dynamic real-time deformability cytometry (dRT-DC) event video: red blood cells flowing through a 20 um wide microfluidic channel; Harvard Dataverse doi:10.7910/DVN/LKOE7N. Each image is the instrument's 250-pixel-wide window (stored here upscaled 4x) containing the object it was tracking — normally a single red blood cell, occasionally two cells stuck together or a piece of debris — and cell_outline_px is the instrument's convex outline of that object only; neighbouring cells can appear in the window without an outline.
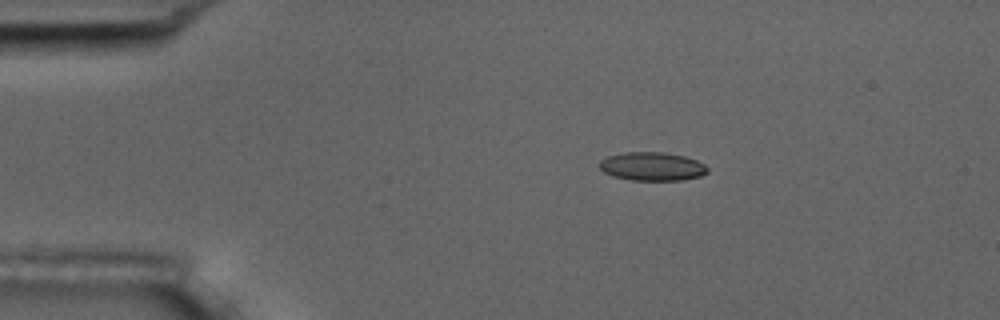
{"species": "common noctule bat (a hibernating species)", "species_latin": "Nyctalus noctula", "temperature_condition": "room temperature", "stored_images_in_passage": 5, "camera_frame_rate_fps": 3000, "um_per_image_px": 0.085, "animal": {"sex": "male", "body_mass_g": 17.5, "forearm_length_mm": 52.3}, "frame": {"image": 1, "passage_image": 2, "time_ms": 0.333, "image_size_px": [1000, 320], "cell_outline_px": [[708, 172], [700, 176], [684, 180], [632, 180], [612, 176], [604, 172], [600, 168], [600, 160], [608, 156], [624, 152], [664, 152], [684, 156], [696, 160], [704, 164], [708, 168]], "centroid_in_image_um": [55.44, 14.14], "position_along_channel_um": 29.6, "area_um2": 17.98}}
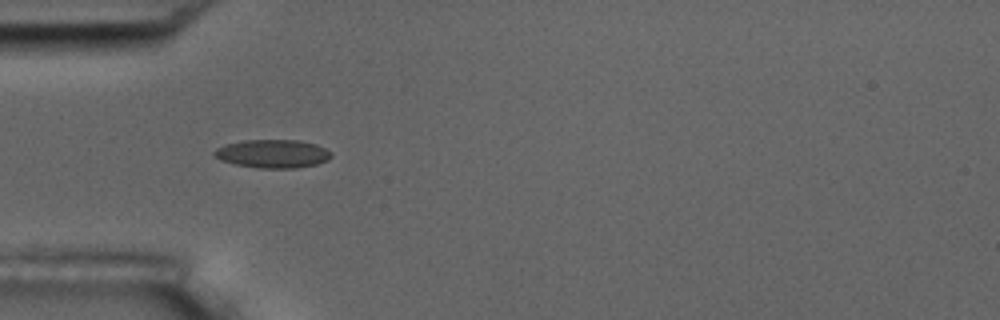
{"frame": {"image": 2, "passage_image": 4, "time_ms": 1.0, "image_size_px": [1000, 320], "cell_outline_px": [[332, 156], [328, 160], [316, 164], [296, 168], [260, 168], [236, 164], [220, 160], [212, 152], [216, 148], [224, 144], [244, 140], [300, 140], [316, 144], [332, 152]], "centroid_in_image_um": [23.18, 13.06], "position_along_channel_um": 61.8, "area_um2": 19.36}}